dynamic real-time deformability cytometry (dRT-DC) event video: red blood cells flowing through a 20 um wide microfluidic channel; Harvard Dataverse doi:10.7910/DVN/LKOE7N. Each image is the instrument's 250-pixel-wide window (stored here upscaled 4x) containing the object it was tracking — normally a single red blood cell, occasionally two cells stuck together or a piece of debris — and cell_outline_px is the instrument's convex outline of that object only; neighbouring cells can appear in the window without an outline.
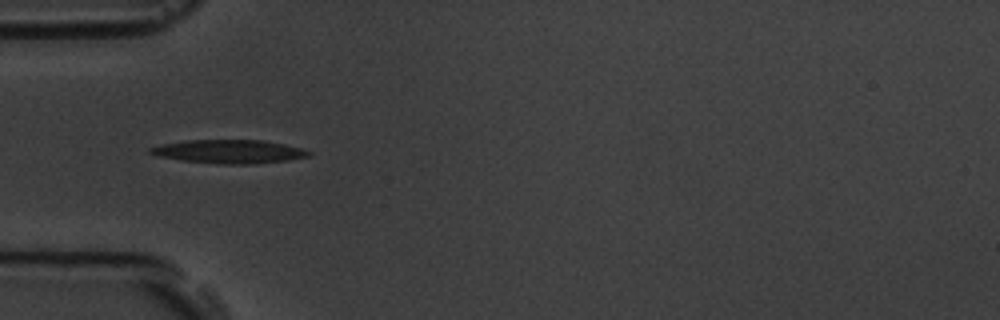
{"species": "common noctule bat (a hibernating species)", "species_latin": "Nyctalus noctula", "temperature_condition": "room temperature", "stored_images_in_passage": 7, "camera_frame_rate_fps": 3000, "um_per_image_px": 0.085, "animal": {"sex": "male", "body_mass_g": 19.5, "forearm_length_mm": 54.6}, "frame": {"image": 1, "passage_image": 5, "time_ms": 4.667, "image_size_px": [1000, 320], "cell_outline_px": [[312, 152], [308, 156], [288, 160], [252, 164], [220, 164], [180, 160], [160, 156], [148, 152], [148, 148], [164, 144], [184, 140], [264, 140], [284, 144], [300, 148]], "centroid_in_image_um": [19.47, 12.88], "position_along_channel_um": 65.5, "area_um2": 21.62}}
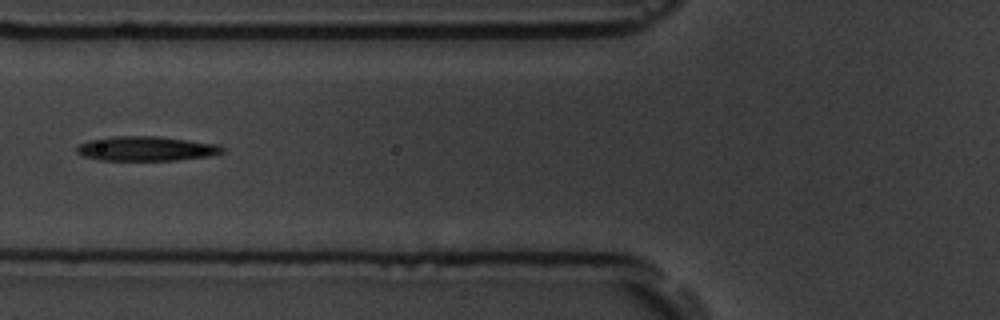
{"frame": {"image": 2, "passage_image": 6, "time_ms": 6.0, "image_size_px": [1000, 320], "cell_outline_px": [[224, 152], [208, 156], [176, 160], [100, 160], [84, 156], [76, 152], [76, 148], [80, 144], [88, 140], [112, 136], [156, 136], [188, 140], [216, 144], [224, 148]], "centroid_in_image_um": [12.4, 12.63], "position_along_channel_um": 113.4, "area_um2": 20.69}}
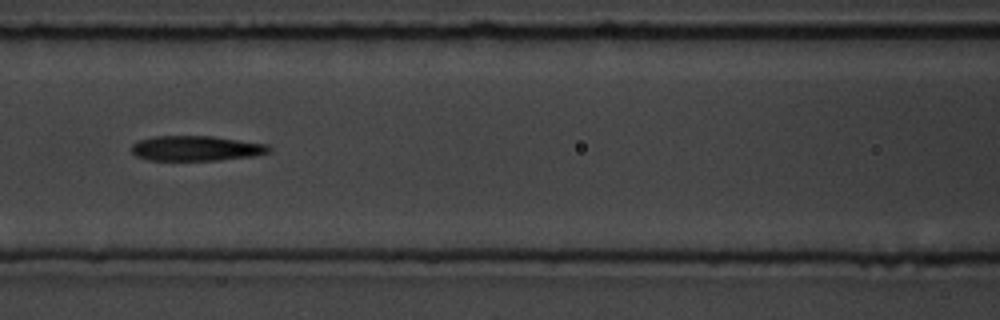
{"frame": {"image": 3, "passage_image": 7, "time_ms": 7.0, "image_size_px": [1000, 320], "cell_outline_px": [[272, 148], [268, 152], [256, 156], [220, 160], [148, 160], [136, 156], [132, 152], [132, 144], [140, 140], [152, 136], [212, 136], [268, 144]], "centroid_in_image_um": [16.69, 12.61], "position_along_channel_um": 149.9, "area_um2": 20.17}}